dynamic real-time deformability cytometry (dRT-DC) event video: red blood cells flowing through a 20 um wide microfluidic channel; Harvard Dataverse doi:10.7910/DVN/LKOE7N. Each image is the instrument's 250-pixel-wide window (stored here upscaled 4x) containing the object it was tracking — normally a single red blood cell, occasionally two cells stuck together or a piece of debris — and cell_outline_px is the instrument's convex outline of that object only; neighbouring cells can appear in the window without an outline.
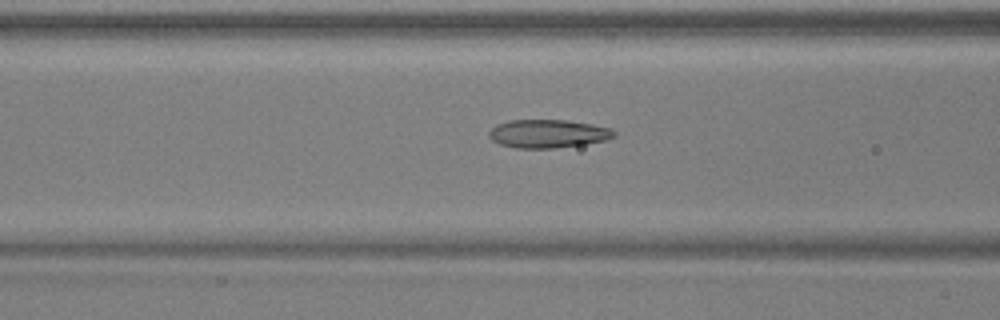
{"species": "common noctule bat (a hibernating species)", "species_latin": "Nyctalus noctula", "temperature_condition": "warm", "stored_images_in_passage": 52, "camera_frame_rate_fps": 3000, "um_per_image_px": 0.085, "animal": {"sex": "male", "body_mass_g": 17.9, "forearm_length_mm": 54.2}, "frame": {"image": 1, "passage_image": 21, "time_ms": 6.667, "image_size_px": [1000, 320], "cell_outline_px": [[616, 136], [604, 140], [584, 144], [556, 148], [516, 148], [500, 144], [492, 140], [488, 136], [488, 132], [496, 124], [508, 120], [568, 120], [592, 124], [612, 128], [616, 132]], "centroid_in_image_um": [46.57, 11.36], "position_along_channel_um": 120.0, "area_um2": 20.75}}
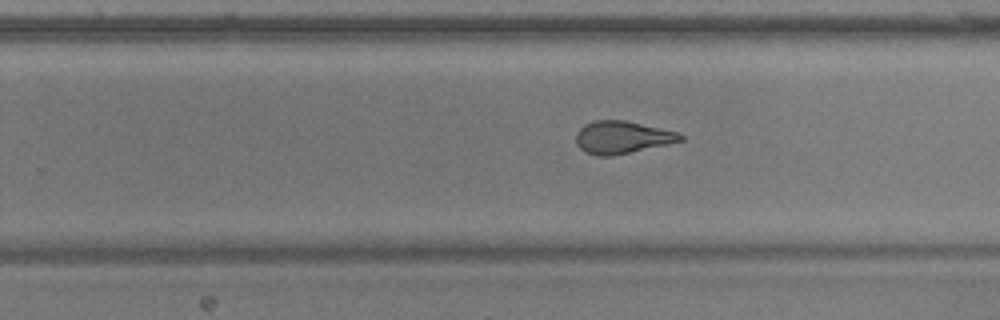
{"frame": {"image": 2, "passage_image": 33, "time_ms": 10.667, "image_size_px": [1000, 320], "cell_outline_px": [[684, 140], [668, 144], [612, 156], [600, 156], [584, 152], [576, 144], [576, 132], [584, 124], [596, 120], [624, 120], [660, 128], [676, 132], [684, 136]], "centroid_in_image_um": [52.85, 11.67], "position_along_channel_um": 277.0, "area_um2": 19.71}}
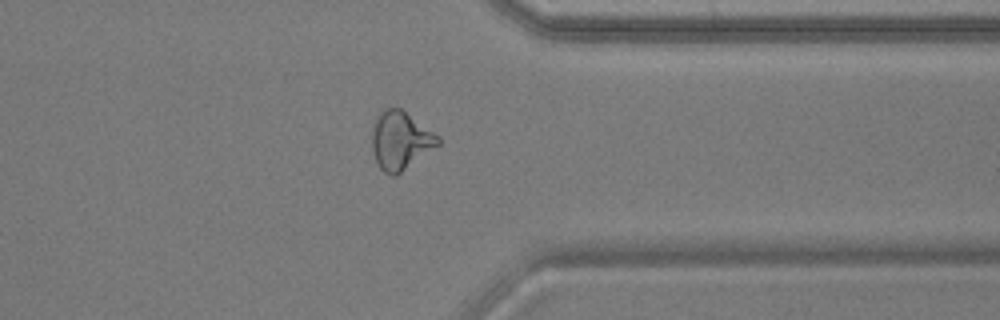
{"frame": {"image": 3, "passage_image": 41, "time_ms": 13.333, "image_size_px": [1000, 320], "cell_outline_px": [[440, 144], [396, 176], [392, 176], [384, 172], [380, 168], [372, 152], [372, 128], [380, 112], [384, 108], [400, 108], [440, 136]], "centroid_in_image_um": [34.04, 11.95], "position_along_channel_um": 377.4, "area_um2": 22.31}, "authors_computed_cell_mechanics": {"area_um2": 21.2704, "velocity_mm_per_s": 3.9224, "shape_relaxation_time_tau1_ms": 10.8864, "shape_relaxation_time_tau2_ms": 1.2151, "deformation_change_tau1": 0.29, "deformation_change_tau2": 0.0897}}